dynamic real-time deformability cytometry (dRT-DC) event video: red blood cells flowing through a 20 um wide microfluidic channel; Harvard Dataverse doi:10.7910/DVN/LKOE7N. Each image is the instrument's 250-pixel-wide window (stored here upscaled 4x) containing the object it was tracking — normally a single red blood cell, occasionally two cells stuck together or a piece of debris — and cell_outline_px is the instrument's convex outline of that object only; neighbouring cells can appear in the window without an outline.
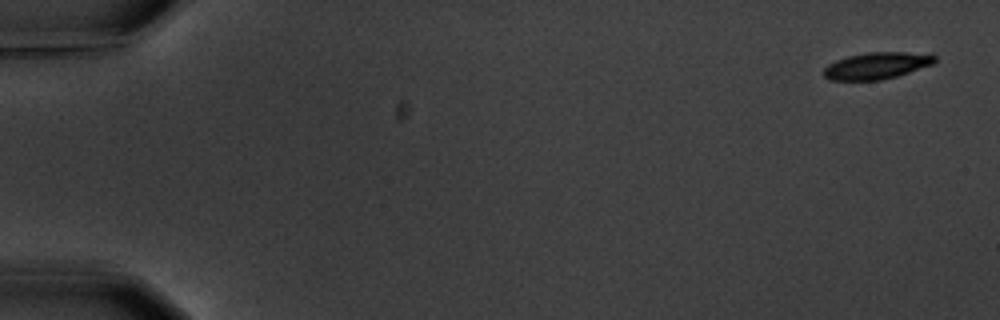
{"species": "common noctule bat (a hibernating species)", "species_latin": "Nyctalus noctula", "temperature_condition": "warm", "stored_images_in_passage": 6, "camera_frame_rate_fps": 3000, "um_per_image_px": 0.085, "animal": {"sex": "male", "body_mass_g": 20.1, "forearm_length_mm": 53.5}, "frame": {"image": 1, "passage_image": 1, "time_ms": 0.0, "image_size_px": [1000, 320], "cell_outline_px": [[936, 60], [932, 64], [896, 76], [880, 80], [828, 80], [824, 76], [824, 68], [828, 64], [836, 60], [848, 56], [868, 52], [904, 52], [936, 56]], "centroid_in_image_um": [74.45, 5.59], "position_along_channel_um": 10.5, "area_um2": 16.99}}